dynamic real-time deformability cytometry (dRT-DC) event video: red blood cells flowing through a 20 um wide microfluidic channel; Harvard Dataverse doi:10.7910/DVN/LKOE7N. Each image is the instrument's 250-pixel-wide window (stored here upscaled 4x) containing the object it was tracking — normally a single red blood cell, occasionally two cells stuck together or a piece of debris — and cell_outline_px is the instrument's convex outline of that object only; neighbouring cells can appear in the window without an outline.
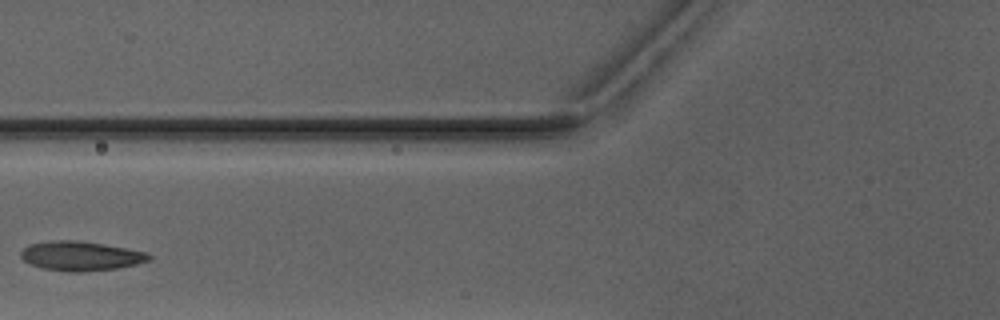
{"species": "Egyptian fruit bat (a non-hibernating species)", "species_latin": "Rousettus aegyptiacus", "temperature_condition": "warm", "stored_images_in_passage": 3, "camera_frame_rate_fps": 3000, "um_per_image_px": 0.085, "animal": {"sex": "male"}, "frame": {"image": 1, "passage_image": 2, "time_ms": 1.333, "image_size_px": [1000, 320], "cell_outline_px": [[152, 260], [136, 264], [116, 268], [80, 272], [68, 272], [44, 268], [32, 264], [24, 260], [20, 256], [20, 252], [24, 248], [32, 244], [52, 240], [76, 240], [104, 244], [128, 248], [148, 252], [152, 256]], "centroid_in_image_um": [6.92, 21.75], "position_along_channel_um": 118.9, "area_um2": 21.91}}
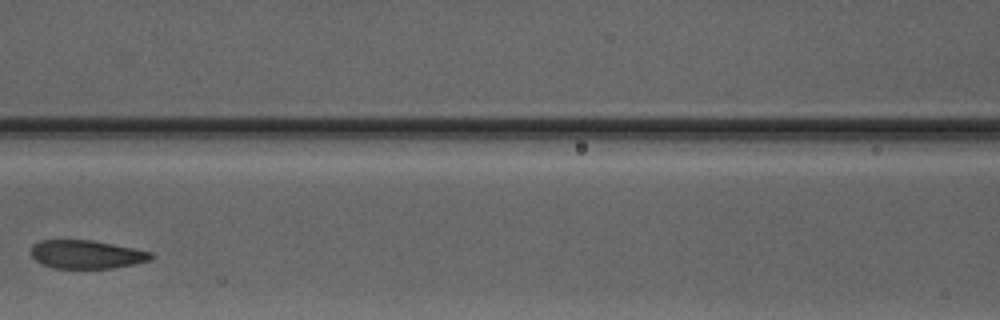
{"frame": {"image": 2, "passage_image": 3, "time_ms": 2.333, "image_size_px": [1000, 320], "cell_outline_px": [[156, 256], [148, 260], [132, 264], [112, 268], [52, 268], [40, 264], [32, 256], [32, 244], [40, 240], [92, 240], [152, 252]], "centroid_in_image_um": [7.32, 21.62], "position_along_channel_um": 159.3, "area_um2": 19.77}}